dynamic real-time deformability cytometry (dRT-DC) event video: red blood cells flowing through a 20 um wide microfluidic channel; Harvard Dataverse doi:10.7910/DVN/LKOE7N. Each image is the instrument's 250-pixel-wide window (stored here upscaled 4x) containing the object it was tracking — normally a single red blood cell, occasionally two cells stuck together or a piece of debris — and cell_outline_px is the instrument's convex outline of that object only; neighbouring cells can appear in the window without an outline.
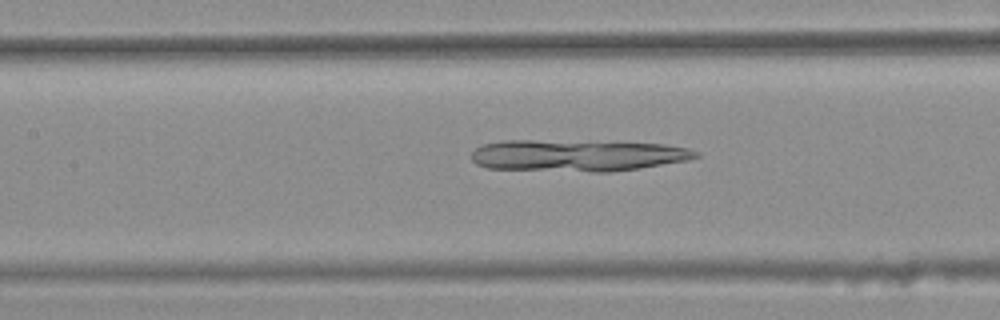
{"species": "common noctule bat (a hibernating species)", "species_latin": "Nyctalus noctula", "temperature_condition": "warm", "stored_images_in_passage": 34, "camera_frame_rate_fps": 3000, "um_per_image_px": 0.085, "animal": {"sex": "female", "body_mass_g": 25.1}, "frame": {"image": 1, "passage_image": 11, "time_ms": 3.333, "image_size_px": [1000, 320], "cell_outline_px": [[700, 156], [688, 160], [640, 168], [608, 172], [592, 172], [488, 168], [476, 164], [472, 160], [472, 152], [476, 148], [484, 144], [500, 140], [532, 140], [664, 144], [688, 148], [700, 152]], "centroid_in_image_um": [49.07, 13.22], "position_along_channel_um": 158.3, "area_um2": 41.27}}
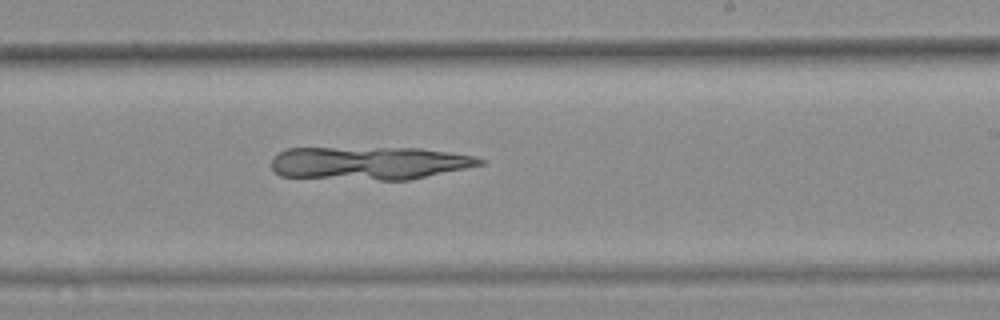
{"frame": {"image": 2, "passage_image": 19, "time_ms": 6.0, "image_size_px": [1000, 320], "cell_outline_px": [[484, 164], [408, 180], [380, 180], [280, 176], [272, 168], [272, 156], [276, 152], [284, 148], [420, 148], [476, 156], [484, 160]], "centroid_in_image_um": [31.35, 13.85], "position_along_channel_um": 257.7, "area_um2": 40.23}}
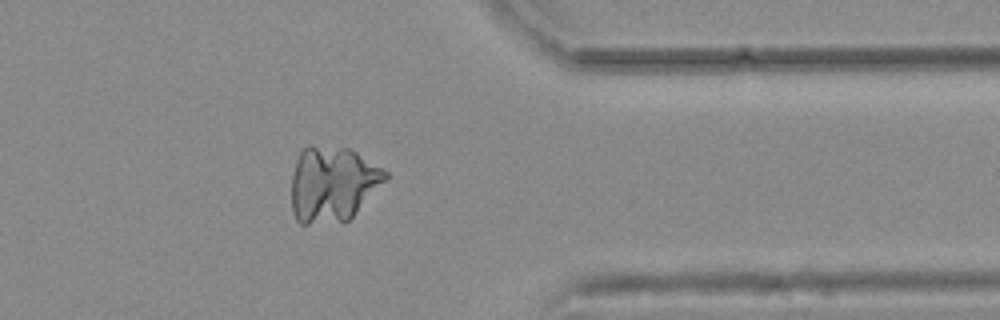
{"frame": {"image": 3, "passage_image": 30, "time_ms": 9.667, "image_size_px": [1000, 320], "cell_outline_px": [[392, 176], [348, 220], [308, 224], [300, 224], [296, 220], [292, 212], [292, 176], [296, 160], [300, 152], [308, 144], [348, 148], [356, 152], [388, 172]], "centroid_in_image_um": [28.28, 15.62], "position_along_channel_um": 383.1, "area_um2": 41.44}}